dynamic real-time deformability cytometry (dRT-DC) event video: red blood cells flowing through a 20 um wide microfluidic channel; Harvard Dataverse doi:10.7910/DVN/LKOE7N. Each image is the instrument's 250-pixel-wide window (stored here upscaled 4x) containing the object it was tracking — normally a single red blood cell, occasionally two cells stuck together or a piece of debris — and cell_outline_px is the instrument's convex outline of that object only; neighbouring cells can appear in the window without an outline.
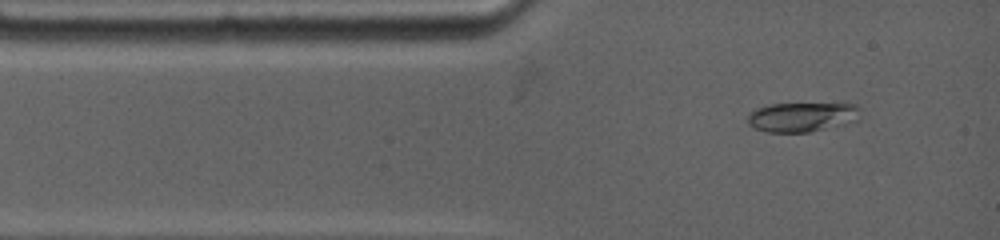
{"species": "common noctule bat (a hibernating species)", "species_latin": "Nyctalus noctula", "temperature_condition": "warm", "stored_images_in_passage": 52, "camera_frame_rate_fps": 4500, "um_per_image_px": 0.085, "animal": {"sex": "female", "body_mass_g": 19.0, "forearm_length_mm": 53.3}, "frame": {"image": 1, "passage_image": 3, "time_ms": 0.889, "image_size_px": [1000, 240], "cell_outline_px": [[860, 120], [844, 124], [808, 132], [768, 132], [756, 128], [748, 124], [748, 116], [756, 108], [768, 104], [844, 100], [856, 104], [860, 108]], "centroid_in_image_um": [68.31, 9.86], "position_along_channel_um": 16.7, "area_um2": 20.52}}
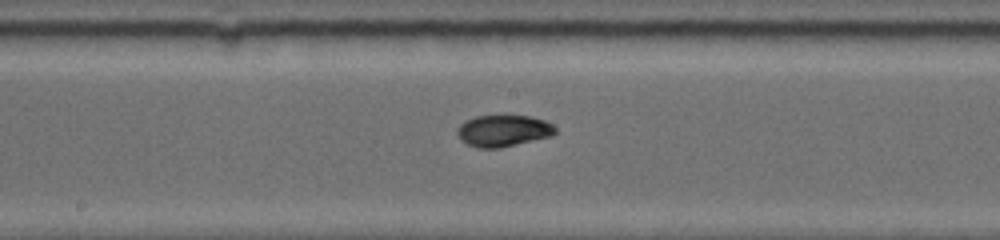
{"frame": {"image": 2, "passage_image": 19, "time_ms": 6.444, "image_size_px": [1000, 240], "cell_outline_px": [[556, 132], [552, 136], [500, 148], [476, 148], [460, 140], [456, 132], [456, 128], [464, 120], [476, 116], [528, 116], [544, 120], [552, 124], [556, 128]], "centroid_in_image_um": [42.75, 11.12], "position_along_channel_um": 205.5, "area_um2": 18.15}}
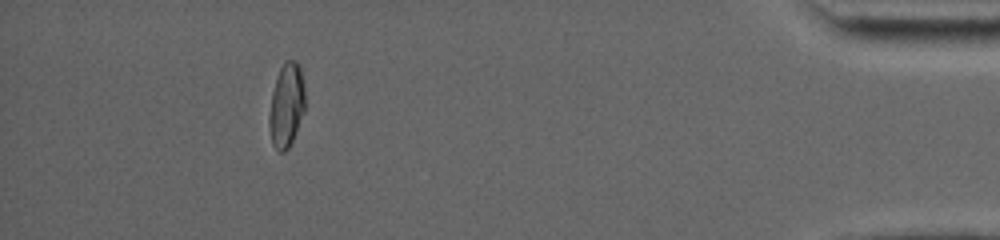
{"frame": {"image": 3, "passage_image": 39, "time_ms": 14.0, "image_size_px": [1000, 240], "cell_outline_px": [[304, 112], [292, 140], [288, 148], [284, 152], [280, 152], [272, 144], [268, 124], [268, 116], [272, 92], [280, 68], [284, 60], [296, 60], [300, 64], [304, 88]], "centroid_in_image_um": [24.34, 8.92], "position_along_channel_um": 410.9, "area_um2": 17.57}}